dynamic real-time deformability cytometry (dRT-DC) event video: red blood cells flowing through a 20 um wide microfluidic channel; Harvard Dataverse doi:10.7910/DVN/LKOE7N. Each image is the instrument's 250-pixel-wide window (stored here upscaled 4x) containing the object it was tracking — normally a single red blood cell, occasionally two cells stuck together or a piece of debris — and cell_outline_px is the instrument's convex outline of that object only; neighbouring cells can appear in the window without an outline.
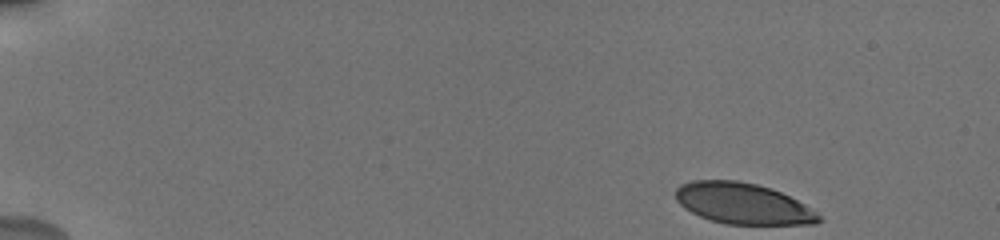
{"species": "human", "species_latin": "Homo sapiens", "temperature_condition": "cold", "stored_images_in_passage": 19, "camera_frame_rate_fps": 3000, "um_per_image_px": 0.085, "donor": {"sex": "male"}, "frame": {"image": 1, "passage_image": 1, "time_ms": 0.0, "image_size_px": [1000, 240], "cell_outline_px": [[824, 220], [816, 224], [728, 224], [712, 220], [700, 216], [684, 208], [676, 200], [676, 188], [680, 184], [692, 180], [736, 180], [756, 184], [772, 188], [804, 204], [816, 212]], "centroid_in_image_um": [63.14, 17.29], "position_along_channel_um": 21.9, "area_um2": 34.1}}
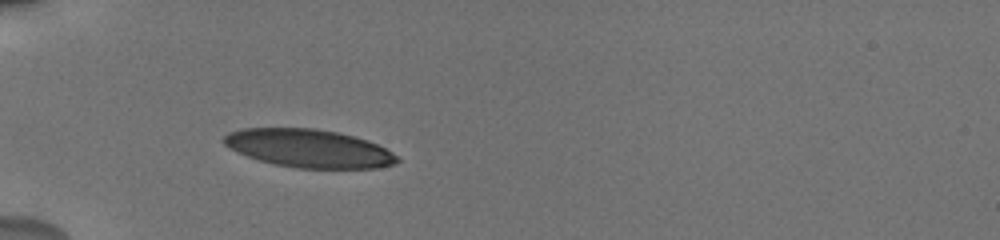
{"frame": {"image": 2, "passage_image": 18, "time_ms": 4.0, "image_size_px": [1000, 240], "cell_outline_px": [[400, 160], [396, 164], [376, 168], [296, 168], [276, 164], [260, 160], [248, 156], [224, 144], [220, 140], [228, 132], [240, 128], [316, 128], [340, 132], [368, 140], [400, 156]], "centroid_in_image_um": [26.28, 12.6], "position_along_channel_um": 58.7, "area_um2": 38.61}}